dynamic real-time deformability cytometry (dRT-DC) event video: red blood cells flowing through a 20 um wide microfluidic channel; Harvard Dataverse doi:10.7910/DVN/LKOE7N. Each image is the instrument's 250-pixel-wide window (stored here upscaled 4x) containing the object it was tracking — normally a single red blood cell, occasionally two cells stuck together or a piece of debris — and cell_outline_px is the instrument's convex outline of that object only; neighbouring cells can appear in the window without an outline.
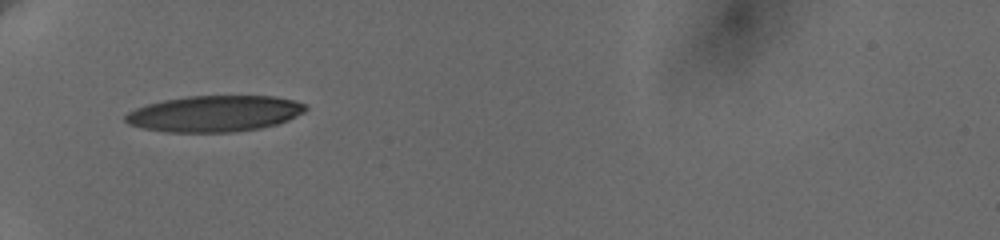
{"species": "human", "species_latin": "Homo sapiens", "temperature_condition": "cold", "stored_images_in_passage": 76, "camera_frame_rate_fps": 3000, "um_per_image_px": 0.085, "donor": {"sex": "female"}, "frame": {"image": 1, "passage_image": 1, "time_ms": 0.0, "image_size_px": [1000, 240], "cell_outline_px": [[308, 108], [304, 112], [288, 120], [276, 124], [260, 128], [236, 132], [168, 132], [140, 128], [128, 124], [124, 120], [124, 116], [128, 112], [136, 108], [148, 104], [164, 100], [188, 96], [276, 96], [292, 100], [304, 104]], "centroid_in_image_um": [18.21, 9.66], "position_along_channel_um": 66.8, "area_um2": 37.97}}
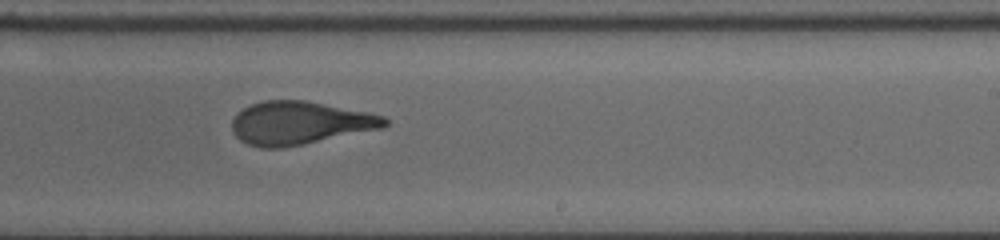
{"frame": {"image": 2, "passage_image": 41, "time_ms": 5.667, "image_size_px": [1000, 240], "cell_outline_px": [[388, 124], [384, 128], [280, 148], [260, 148], [248, 144], [240, 140], [232, 132], [232, 120], [244, 108], [252, 104], [264, 100], [304, 100], [368, 112], [384, 116], [388, 120]], "centroid_in_image_um": [25.48, 10.45], "position_along_channel_um": 263.5, "area_um2": 38.09}}
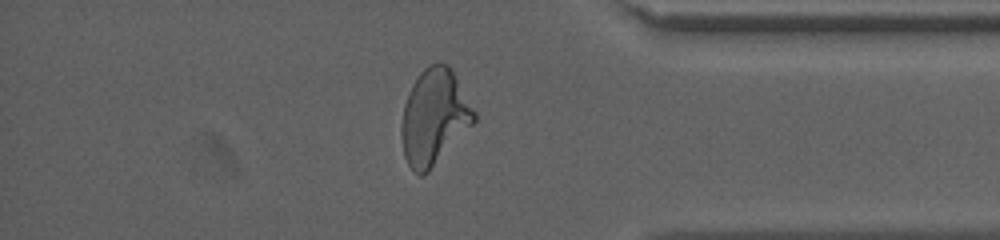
{"frame": {"image": 3, "passage_image": 75, "time_ms": 9.667, "image_size_px": [1000, 240], "cell_outline_px": [[476, 120], [428, 172], [424, 176], [420, 176], [408, 164], [404, 156], [400, 136], [400, 128], [404, 104], [408, 92], [412, 84], [420, 72], [428, 64], [448, 64], [476, 112]], "centroid_in_image_um": [36.87, 9.95], "position_along_channel_um": 398.3, "area_um2": 40.11}, "authors_computed_cell_mechanics": {"area_um2": 38.6682, "velocity_mm_per_s": 3.6548, "shape_relaxation_time_tau1_ms": 5.8347, "shape_relaxation_time_tau2_ms": 1.3004, "deformation_change_tau1": 0.2344, "deformation_change_tau2": 0.1017}}